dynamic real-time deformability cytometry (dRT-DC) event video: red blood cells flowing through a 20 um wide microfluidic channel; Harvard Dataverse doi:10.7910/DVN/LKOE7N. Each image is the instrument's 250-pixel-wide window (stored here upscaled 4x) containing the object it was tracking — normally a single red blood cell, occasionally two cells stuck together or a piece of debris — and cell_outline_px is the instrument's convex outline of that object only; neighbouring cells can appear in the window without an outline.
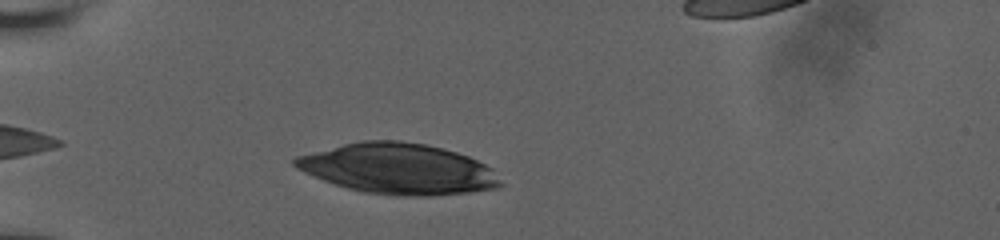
{"species": "human", "species_latin": "Homo sapiens", "temperature_condition": "room temperature", "stored_images_in_passage": 21, "camera_frame_rate_fps": 3000, "um_per_image_px": 0.085, "donor": {"sex": "male"}, "frame": {"image": 1, "passage_image": 4, "time_ms": 1.0, "image_size_px": [1000, 240], "cell_outline_px": [[504, 184], [496, 188], [472, 192], [432, 196], [404, 196], [364, 192], [348, 188], [324, 180], [304, 172], [296, 168], [292, 164], [292, 160], [296, 156], [360, 140], [400, 140], [424, 144], [456, 152], [468, 156], [492, 168]], "centroid_in_image_um": [33.87, 14.35], "position_along_channel_um": 51.1, "area_um2": 60.4}}
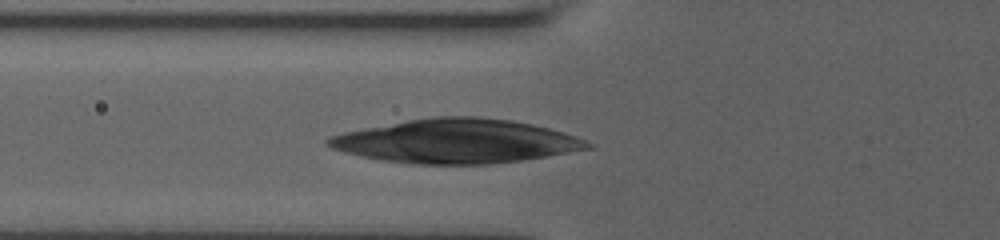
{"frame": {"image": 2, "passage_image": 12, "time_ms": 2.667, "image_size_px": [1000, 240], "cell_outline_px": [[592, 148], [524, 160], [488, 164], [416, 164], [380, 160], [344, 152], [332, 148], [324, 144], [324, 140], [332, 136], [344, 132], [364, 128], [408, 120], [432, 116], [480, 116], [512, 120], [532, 124], [548, 128], [584, 140], [592, 144]], "centroid_in_image_um": [38.75, 12.0], "position_along_channel_um": 87.1, "area_um2": 66.24}}
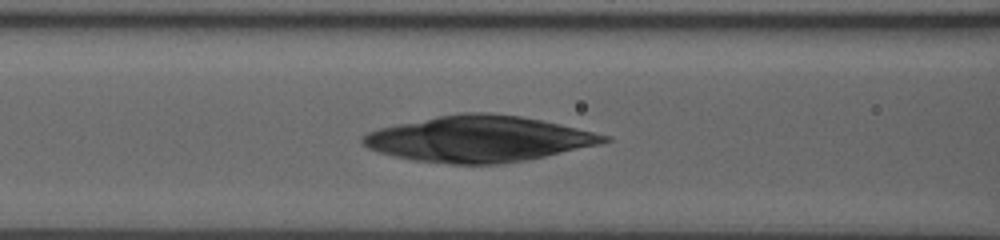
{"frame": {"image": 3, "passage_image": 18, "time_ms": 3.667, "image_size_px": [1000, 240], "cell_outline_px": [[612, 140], [600, 144], [544, 156], [524, 160], [496, 164], [448, 164], [412, 160], [380, 152], [368, 148], [360, 140], [360, 136], [368, 132], [380, 128], [396, 124], [436, 116], [460, 112], [488, 112], [520, 116], [560, 124], [612, 136]], "centroid_in_image_um": [40.68, 11.8], "position_along_channel_um": 125.9, "area_um2": 64.45}}